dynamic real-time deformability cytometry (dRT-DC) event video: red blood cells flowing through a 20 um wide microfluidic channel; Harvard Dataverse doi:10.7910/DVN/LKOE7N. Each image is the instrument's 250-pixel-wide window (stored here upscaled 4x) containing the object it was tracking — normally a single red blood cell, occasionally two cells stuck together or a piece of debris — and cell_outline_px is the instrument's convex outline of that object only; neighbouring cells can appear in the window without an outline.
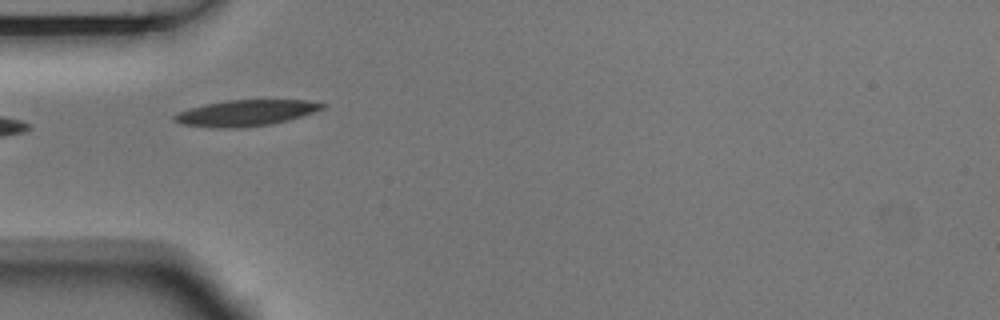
{"species": "Egyptian fruit bat (a non-hibernating species)", "species_latin": "Rousettus aegyptiacus", "temperature_condition": "room temperature", "stored_images_in_passage": 4, "camera_frame_rate_fps": 3000, "um_per_image_px": 0.085, "animal": {"sex": "male"}, "frame": {"image": 1, "passage_image": 3, "time_ms": 0.667, "image_size_px": [1000, 320], "cell_outline_px": [[328, 104], [324, 108], [288, 120], [272, 124], [236, 128], [212, 128], [180, 124], [172, 120], [172, 116], [176, 112], [188, 108], [204, 104], [228, 100], [304, 100]], "centroid_in_image_um": [20.81, 9.6], "position_along_channel_um": 64.2, "area_um2": 22.6}}
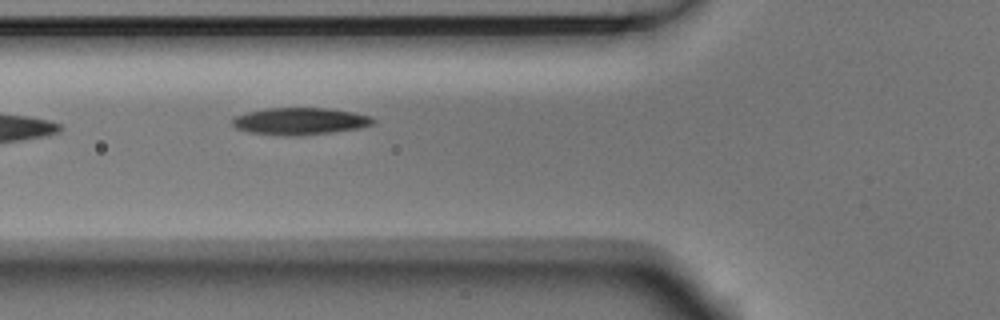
{"frame": {"image": 2, "passage_image": 4, "time_ms": 1.0, "image_size_px": [1000, 320], "cell_outline_px": [[376, 120], [372, 124], [360, 128], [332, 132], [300, 136], [284, 136], [248, 132], [236, 128], [232, 124], [232, 120], [236, 116], [248, 112], [264, 108], [328, 108], [352, 112], [372, 116]], "centroid_in_image_um": [25.5, 10.31], "position_along_channel_um": 100.3, "area_um2": 22.31}}